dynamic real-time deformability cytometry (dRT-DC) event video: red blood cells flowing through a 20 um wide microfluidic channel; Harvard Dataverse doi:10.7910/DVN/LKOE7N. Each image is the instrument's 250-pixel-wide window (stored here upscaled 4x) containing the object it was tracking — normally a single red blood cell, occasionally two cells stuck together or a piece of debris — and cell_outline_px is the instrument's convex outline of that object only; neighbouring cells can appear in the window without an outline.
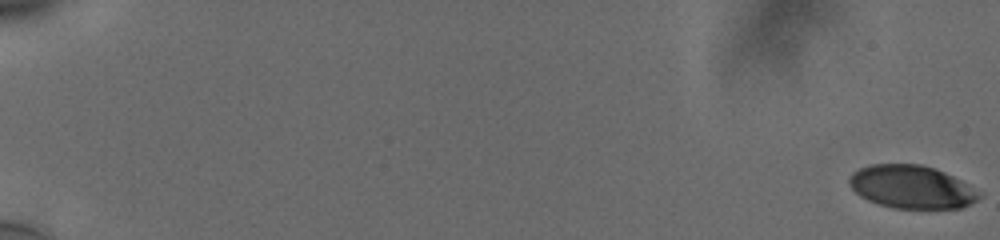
{"species": "human", "species_latin": "Homo sapiens", "temperature_condition": "cold", "stored_images_in_passage": 38, "camera_frame_rate_fps": 3000, "um_per_image_px": 0.085, "donor": {"sex": "male"}, "frame": {"image": 1, "passage_image": 1, "time_ms": 0.0, "image_size_px": [1000, 240], "cell_outline_px": [[984, 192], [976, 200], [960, 208], [892, 208], [868, 200], [860, 196], [848, 184], [848, 180], [852, 172], [860, 168], [872, 164], [920, 164], [944, 172]], "centroid_in_image_um": [77.48, 15.89], "position_along_channel_um": 7.5, "area_um2": 32.48}}
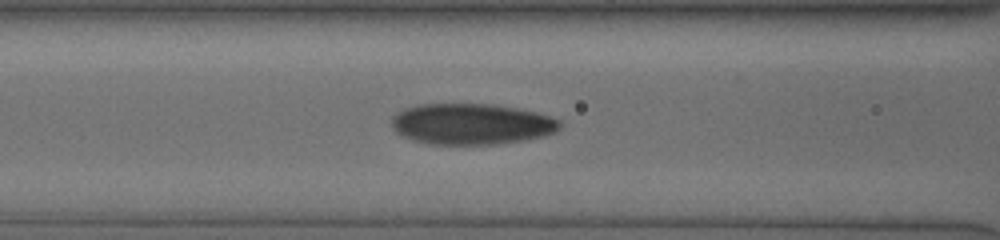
{"frame": {"image": 2, "passage_image": 28, "time_ms": 9.0, "image_size_px": [1000, 240], "cell_outline_px": [[560, 128], [552, 132], [540, 136], [520, 140], [496, 144], [428, 144], [412, 140], [396, 132], [392, 128], [392, 116], [396, 112], [404, 108], [420, 104], [492, 104], [532, 112], [548, 116], [560, 120]], "centroid_in_image_um": [39.98, 10.54], "position_along_channel_um": 126.6, "area_um2": 39.71}}
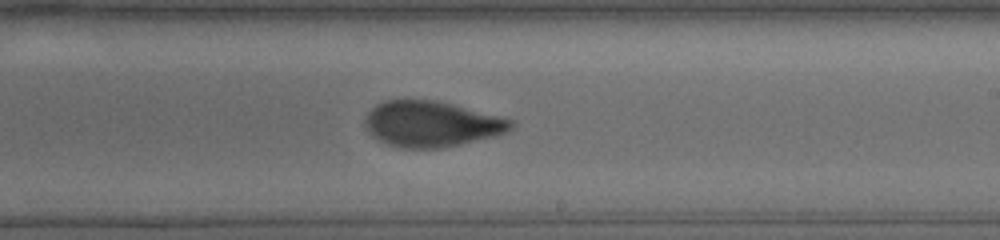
{"frame": {"image": 3, "passage_image": 38, "time_ms": 12.333, "image_size_px": [1000, 240], "cell_outline_px": [[516, 124], [508, 132], [496, 136], [460, 144], [440, 148], [400, 148], [376, 140], [364, 128], [364, 120], [368, 112], [376, 104], [384, 100], [432, 100], [452, 104], [512, 120]], "centroid_in_image_um": [36.63, 10.55], "position_along_channel_um": 252.4, "area_um2": 38.9}}